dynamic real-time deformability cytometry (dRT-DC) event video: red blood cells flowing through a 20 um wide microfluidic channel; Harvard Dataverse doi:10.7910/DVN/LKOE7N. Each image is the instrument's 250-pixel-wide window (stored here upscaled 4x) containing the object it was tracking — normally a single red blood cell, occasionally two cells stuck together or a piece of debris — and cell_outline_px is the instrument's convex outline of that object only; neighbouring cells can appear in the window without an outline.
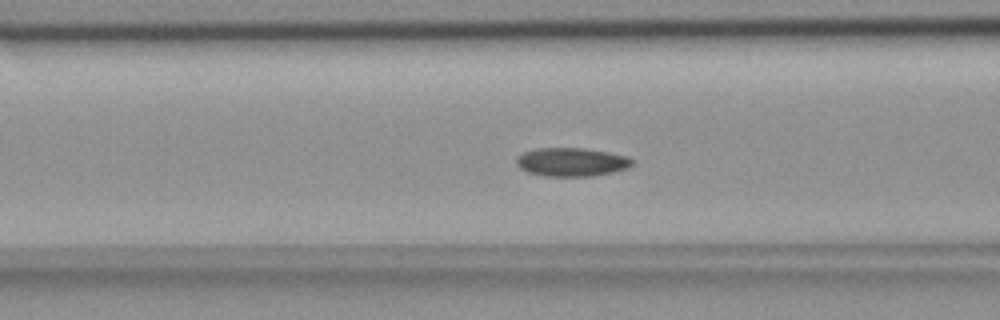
{"species": "common noctule bat (a hibernating species)", "species_latin": "Nyctalus noctula", "temperature_condition": "room temperature", "stored_images_in_passage": 48, "camera_frame_rate_fps": 3000, "um_per_image_px": 0.085, "animal": {"sex": "female", "body_mass_g": 18.4}, "frame": {"image": 1, "passage_image": 13, "time_ms": 4.0, "image_size_px": [1000, 320], "cell_outline_px": [[632, 164], [628, 168], [612, 172], [592, 176], [544, 176], [528, 172], [520, 168], [516, 164], [516, 156], [524, 152], [536, 148], [584, 148], [608, 152], [628, 156], [632, 160]], "centroid_in_image_um": [48.56, 13.77], "position_along_channel_um": 118.0, "area_um2": 19.31}}
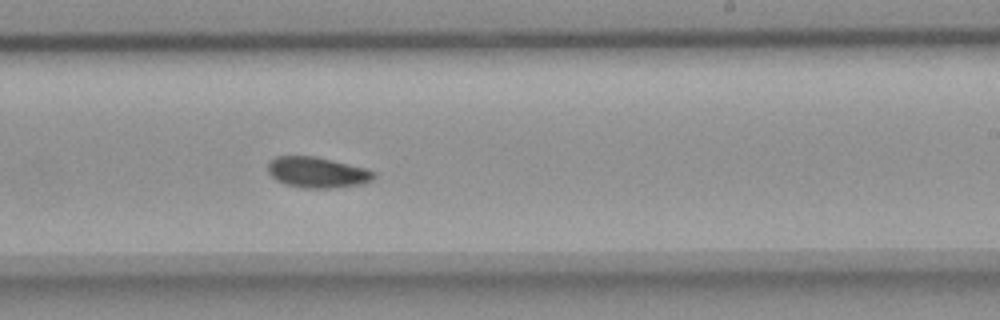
{"frame": {"image": 2, "passage_image": 25, "time_ms": 8.0, "image_size_px": [1000, 320], "cell_outline_px": [[376, 176], [372, 180], [364, 184], [336, 188], [304, 188], [284, 184], [276, 180], [268, 172], [268, 160], [276, 156], [316, 156], [368, 168], [376, 172]], "centroid_in_image_um": [27.0, 14.65], "position_along_channel_um": 262.0, "area_um2": 19.42}}
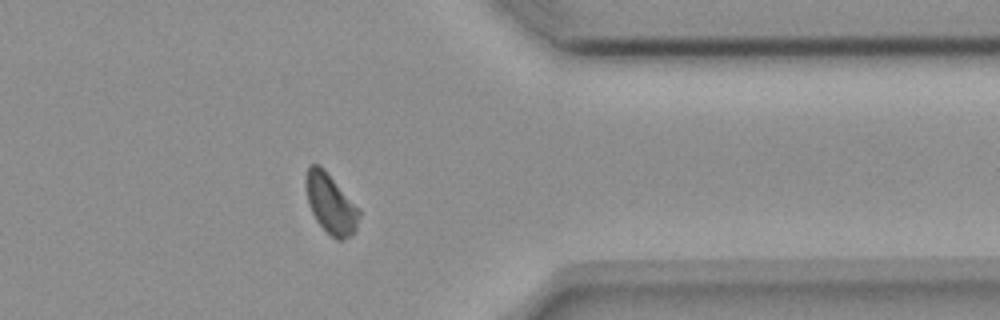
{"frame": {"image": 3, "passage_image": 36, "time_ms": 11.667, "image_size_px": [1000, 320], "cell_outline_px": [[360, 216], [356, 232], [344, 240], [336, 240], [316, 220], [308, 204], [304, 184], [304, 180], [308, 164], [320, 164], [324, 168], [360, 208]], "centroid_in_image_um": [28.11, 17.29], "position_along_channel_um": 383.3, "area_um2": 19.02}, "authors_computed_cell_mechanics": {"area_um2": 19.0451, "velocity_mm_per_s": 3.6187, "shape_relaxation_time_tau1_ms": 1.9985, "shape_relaxation_time_tau2_ms": null, "deformation_change_tau1": 0.0848, "deformation_change_tau2": null}}